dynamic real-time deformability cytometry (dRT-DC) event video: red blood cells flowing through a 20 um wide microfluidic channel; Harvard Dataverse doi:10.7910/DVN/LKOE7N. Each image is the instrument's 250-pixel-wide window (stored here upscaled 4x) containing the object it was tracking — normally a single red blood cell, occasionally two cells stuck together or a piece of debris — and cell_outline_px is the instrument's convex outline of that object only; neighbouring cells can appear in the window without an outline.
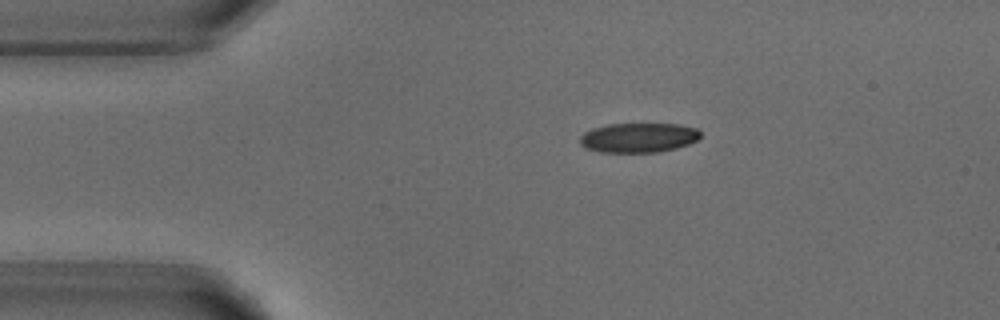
{"species": "common noctule bat (a hibernating species)", "species_latin": "Nyctalus noctula", "temperature_condition": "warm", "stored_images_in_passage": 2, "camera_frame_rate_fps": 3000, "um_per_image_px": 0.085, "animal": {"sex": "male", "body_mass_g": 18.8}, "frame": {"image": 1, "passage_image": 1, "time_ms": 0.0, "image_size_px": [1000, 320], "cell_outline_px": [[700, 136], [696, 140], [688, 144], [676, 148], [660, 152], [600, 152], [584, 148], [580, 144], [580, 136], [584, 132], [592, 128], [608, 124], [680, 124], [696, 128], [700, 132]], "centroid_in_image_um": [54.24, 11.7], "position_along_channel_um": 30.8, "area_um2": 20.87}}